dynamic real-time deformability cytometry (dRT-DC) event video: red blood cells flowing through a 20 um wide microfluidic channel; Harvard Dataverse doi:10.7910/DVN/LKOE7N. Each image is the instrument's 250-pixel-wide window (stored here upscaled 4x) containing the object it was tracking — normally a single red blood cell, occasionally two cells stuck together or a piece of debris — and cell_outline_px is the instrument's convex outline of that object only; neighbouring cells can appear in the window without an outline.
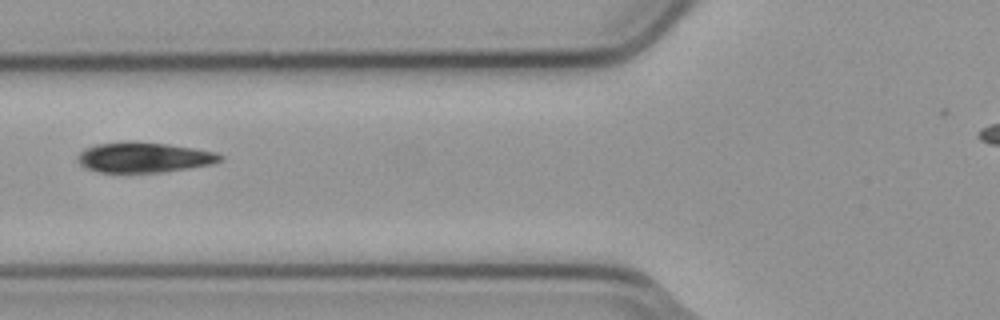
{"species": "common noctule bat (a hibernating species)", "species_latin": "Nyctalus noctula", "temperature_condition": "cold", "stored_images_in_passage": 6, "camera_frame_rate_fps": 3000, "um_per_image_px": 0.085, "animal": {"sex": "male", "body_mass_g": 23.1, "forearm_length_mm": 52.7}, "frame": {"image": 1, "passage_image": 6, "time_ms": 1.667, "image_size_px": [1000, 320], "cell_outline_px": [[224, 156], [220, 160], [212, 164], [188, 168], [160, 172], [100, 172], [84, 168], [76, 160], [76, 156], [84, 148], [96, 144], [168, 144], [216, 152]], "centroid_in_image_um": [12.22, 13.41], "position_along_channel_um": 113.6, "area_um2": 24.22}}